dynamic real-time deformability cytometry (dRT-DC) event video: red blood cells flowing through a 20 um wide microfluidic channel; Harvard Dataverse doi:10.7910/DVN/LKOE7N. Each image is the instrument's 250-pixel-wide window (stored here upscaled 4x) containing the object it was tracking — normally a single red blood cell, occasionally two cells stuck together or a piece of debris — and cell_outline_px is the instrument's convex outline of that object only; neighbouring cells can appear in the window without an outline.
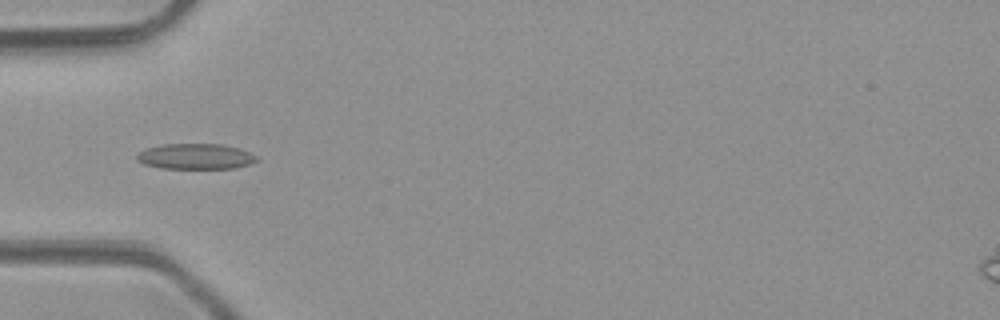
{"species": "common noctule bat (a hibernating species)", "species_latin": "Nyctalus noctula", "temperature_condition": "room temperature", "stored_images_in_passage": 5, "camera_frame_rate_fps": 3000, "um_per_image_px": 0.085, "animal": {"sex": "male", "body_mass_g": 23.1, "forearm_length_mm": 52.7}, "frame": {"image": 1, "passage_image": 4, "time_ms": 4.333, "image_size_px": [1000, 320], "cell_outline_px": [[256, 160], [248, 164], [236, 168], [160, 168], [144, 164], [136, 160], [136, 156], [144, 148], [164, 144], [224, 144], [240, 148], [256, 156]], "centroid_in_image_um": [16.58, 13.29], "position_along_channel_um": 68.4, "area_um2": 17.8}}
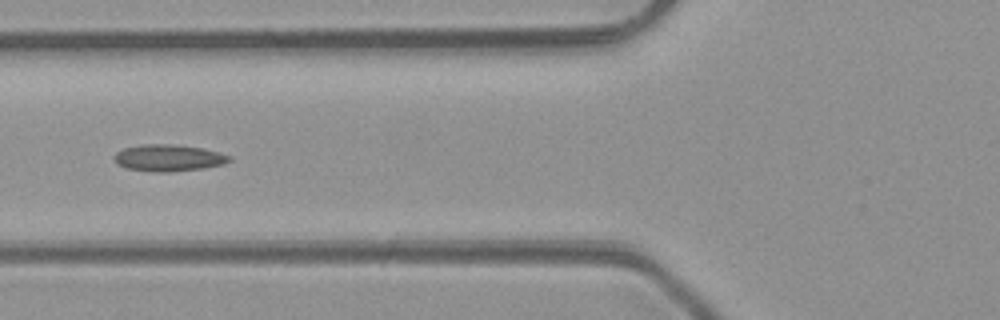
{"frame": {"image": 2, "passage_image": 5, "time_ms": 5.333, "image_size_px": [1000, 320], "cell_outline_px": [[232, 160], [224, 164], [204, 168], [168, 172], [156, 172], [128, 168], [116, 164], [116, 152], [124, 148], [144, 144], [172, 144], [200, 148], [232, 156]], "centroid_in_image_um": [14.35, 13.42], "position_along_channel_um": 111.5, "area_um2": 17.69}}